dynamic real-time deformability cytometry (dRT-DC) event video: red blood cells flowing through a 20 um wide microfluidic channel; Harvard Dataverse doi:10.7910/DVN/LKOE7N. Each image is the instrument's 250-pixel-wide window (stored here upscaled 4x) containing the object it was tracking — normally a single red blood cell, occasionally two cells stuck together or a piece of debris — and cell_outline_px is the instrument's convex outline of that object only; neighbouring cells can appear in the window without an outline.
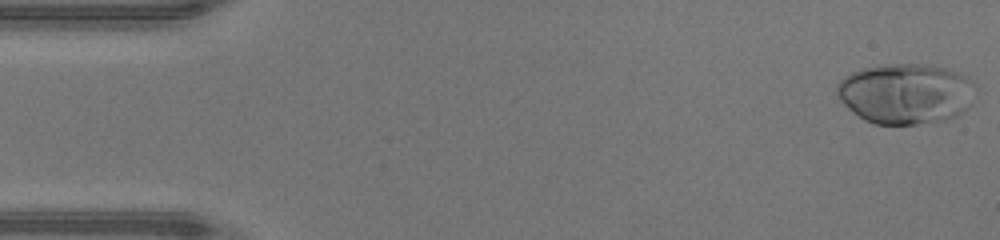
{"species": "human", "species_latin": "Homo sapiens", "temperature_condition": "warm", "stored_images_in_passage": 47, "camera_frame_rate_fps": 3000, "um_per_image_px": 0.085, "donor": {"sex": "male"}, "frame": {"image": 1, "passage_image": 1, "time_ms": 0.0, "image_size_px": [1000, 240], "cell_outline_px": [[976, 100], [972, 104], [956, 116], [948, 120], [916, 124], [876, 124], [864, 120], [848, 108], [840, 100], [836, 92], [836, 84], [840, 80], [852, 72], [864, 68], [888, 64], [924, 64], [944, 68], [968, 76], [976, 84]], "centroid_in_image_um": [77.04, 7.96], "position_along_channel_um": 8.0, "area_um2": 49.3}}
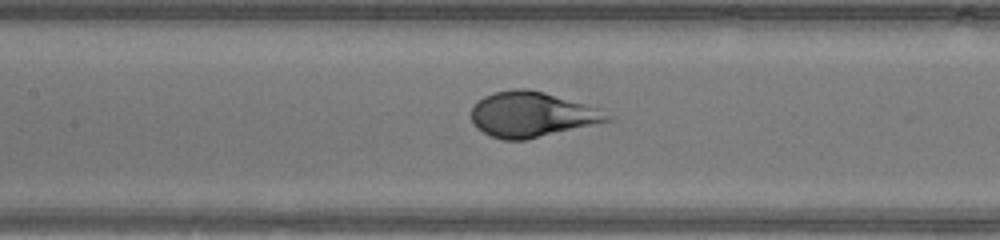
{"frame": {"image": 2, "passage_image": 21, "time_ms": 6.667, "image_size_px": [1000, 240], "cell_outline_px": [[616, 116], [612, 120], [524, 140], [504, 140], [492, 136], [476, 128], [472, 120], [472, 108], [484, 96], [492, 92], [516, 88], [528, 88], [544, 92], [600, 108]], "centroid_in_image_um": [45.24, 9.72], "position_along_channel_um": 162.2, "area_um2": 35.78}}
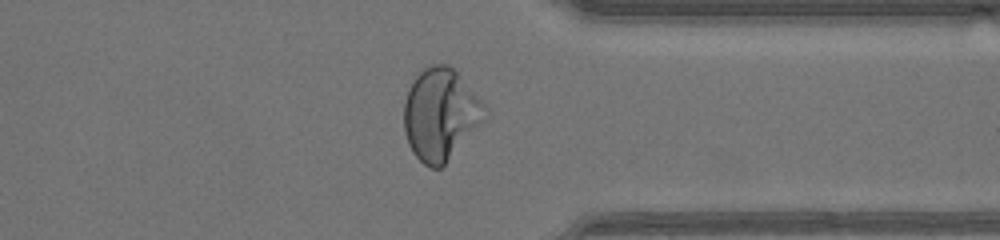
{"frame": {"image": 3, "passage_image": 36, "time_ms": 11.667, "image_size_px": [1000, 240], "cell_outline_px": [[488, 108], [484, 120], [444, 164], [440, 168], [432, 168], [424, 164], [412, 152], [408, 144], [404, 132], [404, 100], [408, 88], [416, 76], [424, 68], [432, 64], [448, 64], [456, 72]], "centroid_in_image_um": [37.41, 9.71], "position_along_channel_um": 374.0, "area_um2": 42.83}, "authors_computed_cell_mechanics": {"area_um2": 41.5004, "velocity_mm_per_s": 4.3477, "shape_relaxation_time_tau1_ms": 3.6335, "shape_relaxation_time_tau2_ms": null, "deformation_change_tau1": 0.2438, "deformation_change_tau2": null}}